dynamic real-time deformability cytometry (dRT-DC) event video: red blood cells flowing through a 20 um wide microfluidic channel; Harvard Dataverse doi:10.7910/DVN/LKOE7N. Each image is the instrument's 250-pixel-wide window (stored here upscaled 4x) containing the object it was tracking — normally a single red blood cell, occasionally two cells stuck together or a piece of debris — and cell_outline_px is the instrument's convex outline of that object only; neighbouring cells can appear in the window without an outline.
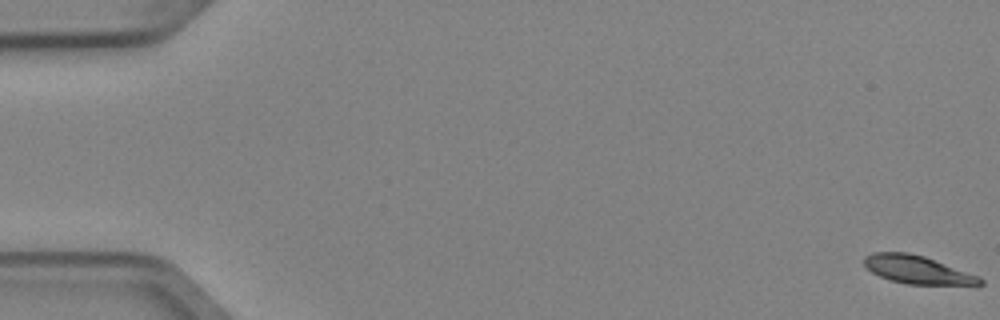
{"species": "Egyptian fruit bat (a non-hibernating species)", "species_latin": "Rousettus aegyptiacus", "temperature_condition": "cold", "stored_images_in_passage": 7, "camera_frame_rate_fps": 3000, "um_per_image_px": 0.085, "animal": {"sex": "female"}, "frame": {"image": 1, "passage_image": 1, "time_ms": 0.0, "image_size_px": [1000, 320], "cell_outline_px": [[984, 284], [976, 288], [908, 284], [892, 280], [880, 276], [872, 272], [864, 264], [864, 256], [872, 252], [908, 252], [924, 256], [980, 276], [984, 280]], "centroid_in_image_um": [78.15, 22.98], "position_along_channel_um": 6.8, "area_um2": 19.83}}
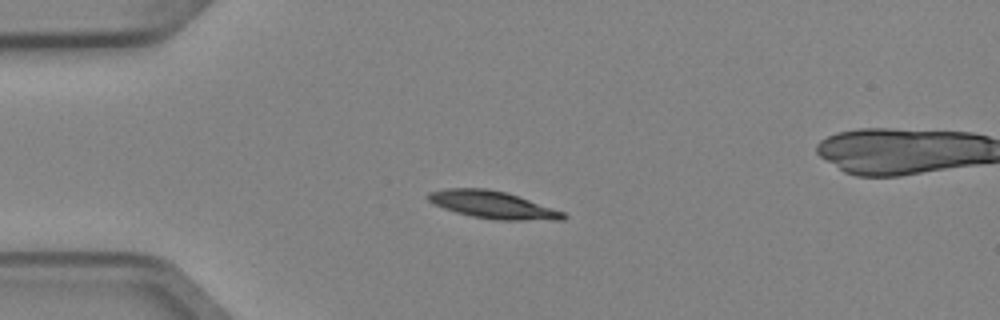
{"frame": {"image": 2, "passage_image": 4, "time_ms": 1.0, "image_size_px": [1000, 320], "cell_outline_px": [[568, 216], [564, 220], [496, 220], [472, 216], [456, 212], [444, 208], [428, 200], [428, 192], [448, 188], [484, 188], [504, 192], [564, 212]], "centroid_in_image_um": [41.89, 17.42], "position_along_channel_um": 43.1, "area_um2": 21.15}}
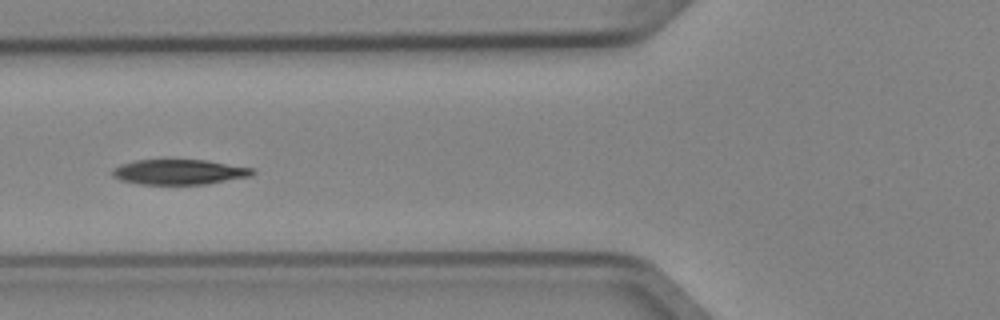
{"frame": {"image": 3, "passage_image": 6, "time_ms": 1.667, "image_size_px": [1000, 320], "cell_outline_px": [[256, 172], [252, 176], [204, 184], [140, 184], [120, 180], [112, 176], [112, 168], [136, 160], [204, 160], [252, 168]], "centroid_in_image_um": [15.22, 14.62], "position_along_channel_um": 110.6, "area_um2": 20.29}}